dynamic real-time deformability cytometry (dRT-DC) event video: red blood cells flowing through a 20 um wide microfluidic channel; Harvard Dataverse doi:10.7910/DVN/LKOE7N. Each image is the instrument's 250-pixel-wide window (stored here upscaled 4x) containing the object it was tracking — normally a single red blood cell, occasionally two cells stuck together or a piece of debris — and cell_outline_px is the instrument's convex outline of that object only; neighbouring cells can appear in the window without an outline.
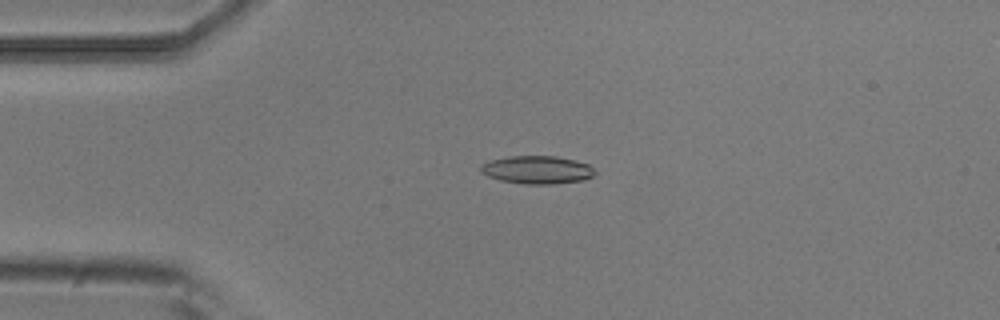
{"species": "common noctule bat (a hibernating species)", "species_latin": "Nyctalus noctula", "temperature_condition": "room temperature", "stored_images_in_passage": 6, "camera_frame_rate_fps": 3000, "um_per_image_px": 0.085, "animal": {"sex": "male", "body_mass_g": 20.5, "forearm_length_mm": 52.5}, "frame": {"image": 1, "passage_image": 4, "time_ms": 1.0, "image_size_px": [1000, 320], "cell_outline_px": [[596, 172], [592, 176], [584, 180], [552, 184], [524, 184], [500, 180], [488, 176], [480, 172], [480, 168], [488, 160], [508, 156], [556, 156], [588, 164]], "centroid_in_image_um": [45.63, 14.43], "position_along_channel_um": 39.4, "area_um2": 18.55}}
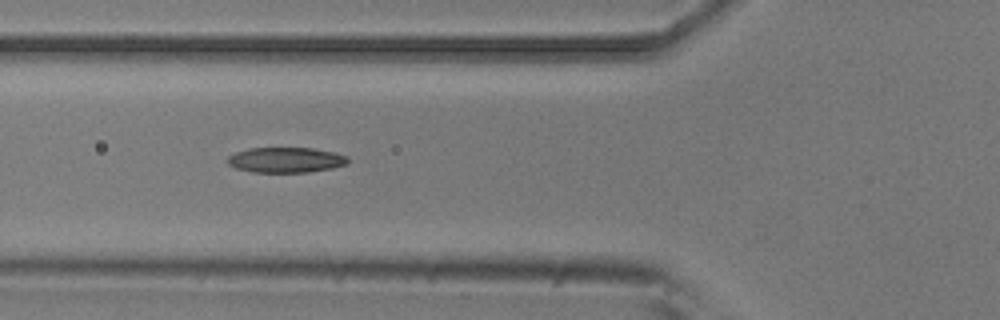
{"frame": {"image": 2, "passage_image": 6, "time_ms": 1.667, "image_size_px": [1000, 320], "cell_outline_px": [[348, 164], [332, 168], [308, 172], [252, 172], [236, 168], [228, 164], [228, 156], [236, 152], [248, 148], [312, 148], [336, 152], [348, 156]], "centroid_in_image_um": [24.32, 13.59], "position_along_channel_um": 101.5, "area_um2": 17.8}}